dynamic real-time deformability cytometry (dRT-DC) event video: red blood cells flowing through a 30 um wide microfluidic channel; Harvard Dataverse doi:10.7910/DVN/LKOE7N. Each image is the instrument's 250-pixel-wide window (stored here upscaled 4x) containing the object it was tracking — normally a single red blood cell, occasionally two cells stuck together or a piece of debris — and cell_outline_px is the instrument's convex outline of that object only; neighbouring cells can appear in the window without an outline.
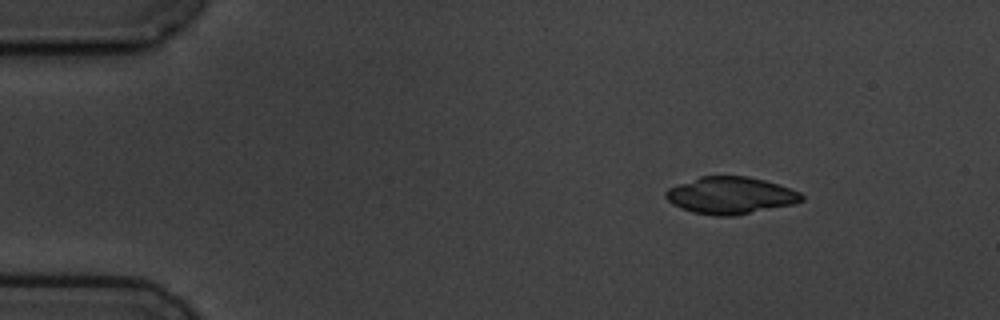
{"species": "common noctule bat (a hibernating species)", "species_latin": "Nyctalus noctula", "temperature_condition": "cold", "stored_images_in_passage": 5, "camera_frame_rate_fps": 3000, "um_per_image_px": 0.085, "animal": {"sex": "male", "body_mass_g": 19.5, "forearm_length_mm": 54.6}, "frame": {"image": 1, "passage_image": 1, "time_ms": 0.0, "image_size_px": [1000, 320], "cell_outline_px": [[804, 200], [796, 204], [736, 216], [716, 216], [692, 212], [680, 208], [672, 204], [664, 196], [664, 192], [668, 188], [700, 176], [748, 176], [780, 184], [800, 192], [804, 196]], "centroid_in_image_um": [62.12, 16.62], "position_along_channel_um": 22.9, "area_um2": 29.71}}